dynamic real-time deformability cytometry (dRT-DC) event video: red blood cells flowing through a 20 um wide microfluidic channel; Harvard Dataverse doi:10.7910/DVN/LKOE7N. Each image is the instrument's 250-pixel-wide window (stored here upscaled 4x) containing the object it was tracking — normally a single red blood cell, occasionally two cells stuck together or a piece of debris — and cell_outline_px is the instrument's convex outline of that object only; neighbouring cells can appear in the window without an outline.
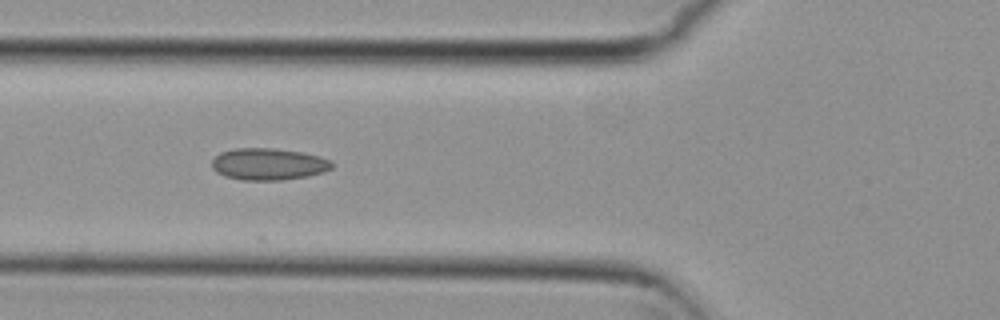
{"species": "common noctule bat (a hibernating species)", "species_latin": "Nyctalus noctula", "temperature_condition": "cold", "stored_images_in_passage": 9, "camera_frame_rate_fps": 3000, "um_per_image_px": 0.085, "animal": {"sex": "female", "body_mass_g": 29.2, "forearm_length_mm": 56.3}, "frame": {"image": 1, "passage_image": 6, "time_ms": 1.667, "image_size_px": [1000, 320], "cell_outline_px": [[336, 164], [332, 168], [324, 172], [308, 176], [280, 180], [240, 180], [224, 176], [216, 172], [212, 168], [212, 160], [220, 152], [236, 148], [272, 148], [300, 152], [320, 156], [332, 160]], "centroid_in_image_um": [22.84, 13.95], "position_along_channel_um": 103.0, "area_um2": 22.48}}
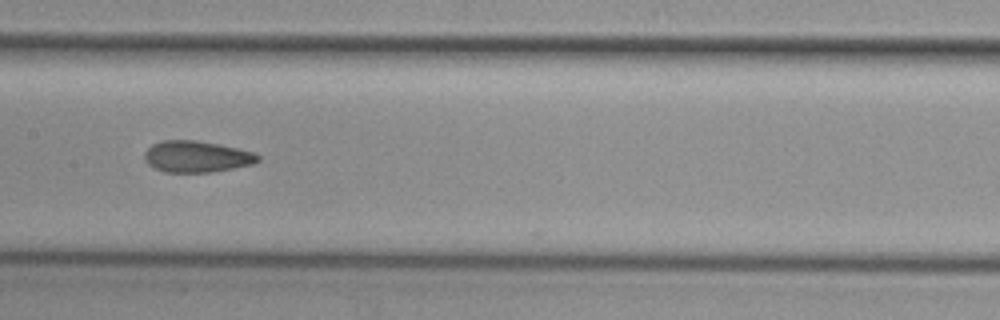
{"frame": {"image": 2, "passage_image": 8, "time_ms": 2.333, "image_size_px": [1000, 320], "cell_outline_px": [[260, 160], [252, 164], [212, 172], [164, 172], [148, 164], [144, 160], [144, 152], [152, 144], [164, 140], [196, 140], [236, 148], [252, 152], [260, 156]], "centroid_in_image_um": [16.68, 13.31], "position_along_channel_um": 190.7, "area_um2": 20.58}}
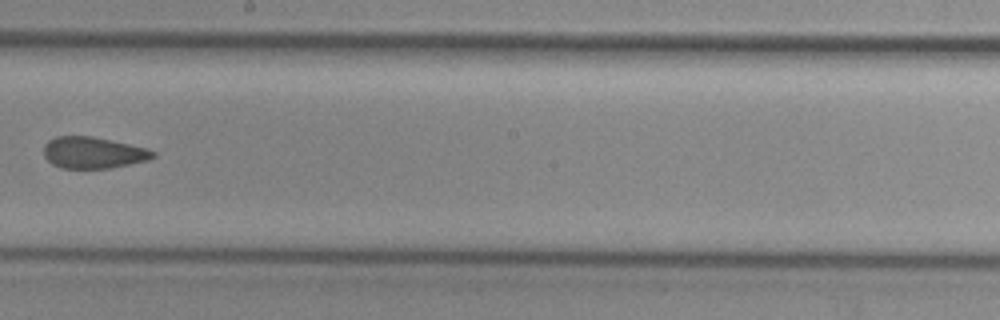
{"frame": {"image": 3, "passage_image": 9, "time_ms": 2.667, "image_size_px": [1000, 320], "cell_outline_px": [[156, 156], [148, 160], [108, 168], [60, 168], [52, 164], [44, 156], [44, 144], [48, 140], [56, 136], [92, 136], [148, 148], [156, 152]], "centroid_in_image_um": [7.91, 12.97], "position_along_channel_um": 240.3, "area_um2": 20.06}}